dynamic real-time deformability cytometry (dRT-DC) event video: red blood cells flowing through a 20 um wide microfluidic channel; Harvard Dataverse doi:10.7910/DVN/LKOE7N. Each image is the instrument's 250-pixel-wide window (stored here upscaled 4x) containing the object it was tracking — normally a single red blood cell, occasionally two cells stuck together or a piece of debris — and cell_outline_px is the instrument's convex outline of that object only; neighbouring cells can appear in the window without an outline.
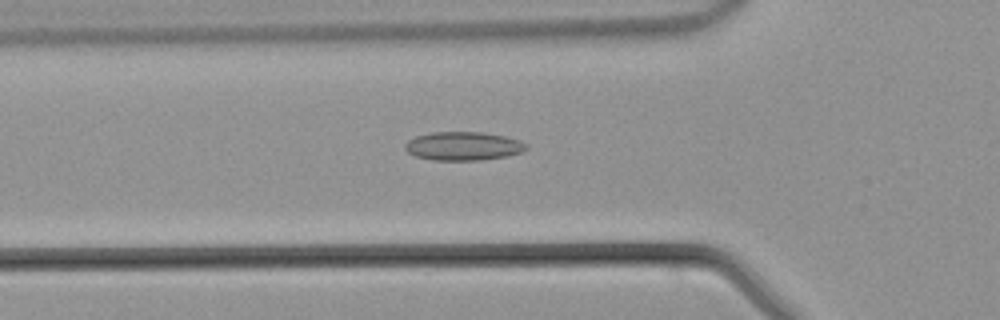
{"species": "common noctule bat (a hibernating species)", "species_latin": "Nyctalus noctula", "temperature_condition": "warm", "stored_images_in_passage": 35, "camera_frame_rate_fps": 3000, "um_per_image_px": 0.085, "animal": {"sex": "male", "body_mass_g": 21.5, "forearm_length_mm": 52.0}, "frame": {"image": 1, "passage_image": 6, "time_ms": 1.667, "image_size_px": [1000, 320], "cell_outline_px": [[528, 148], [520, 152], [508, 156], [480, 160], [432, 160], [416, 156], [408, 152], [404, 148], [404, 144], [408, 140], [416, 136], [432, 132], [480, 132], [504, 136], [520, 140], [528, 144]], "centroid_in_image_um": [39.38, 12.41], "position_along_channel_um": 86.4, "area_um2": 20.23}}
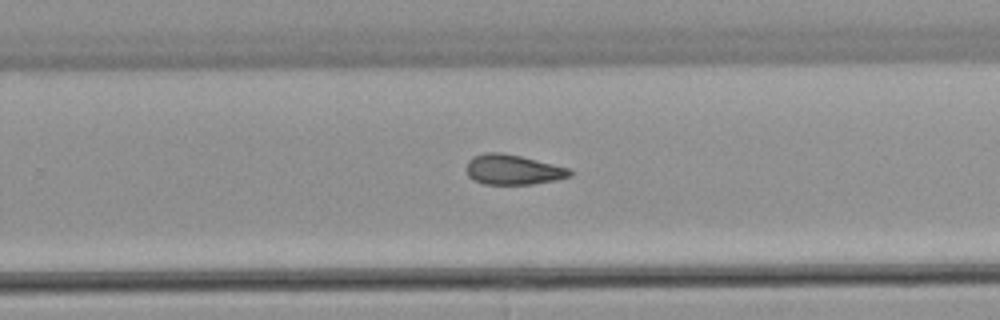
{"frame": {"image": 2, "passage_image": 19, "time_ms": 6.0, "image_size_px": [1000, 320], "cell_outline_px": [[572, 176], [556, 180], [532, 184], [484, 184], [472, 180], [468, 176], [464, 168], [468, 160], [472, 156], [484, 152], [504, 152], [572, 168]], "centroid_in_image_um": [43.58, 14.41], "position_along_channel_um": 286.2, "area_um2": 18.61}}
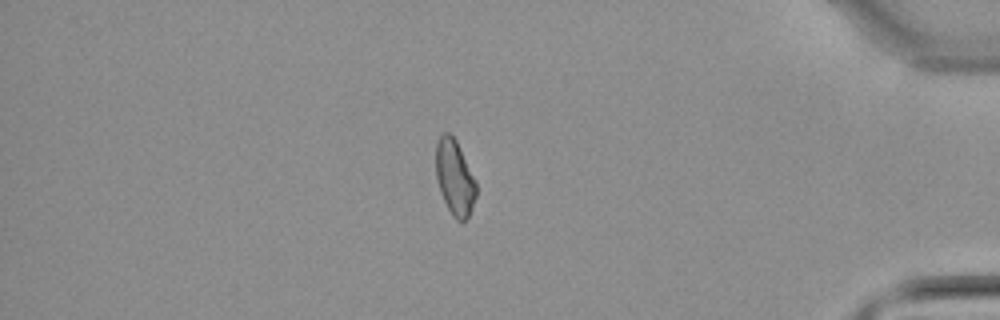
{"frame": {"image": 3, "passage_image": 29, "time_ms": 9.333, "image_size_px": [1000, 320], "cell_outline_px": [[476, 196], [472, 208], [468, 216], [460, 224], [452, 216], [440, 192], [436, 176], [436, 144], [440, 136], [444, 132], [448, 132], [456, 140], [476, 180]], "centroid_in_image_um": [38.65, 15.11], "position_along_channel_um": 396.5, "area_um2": 17.69}}